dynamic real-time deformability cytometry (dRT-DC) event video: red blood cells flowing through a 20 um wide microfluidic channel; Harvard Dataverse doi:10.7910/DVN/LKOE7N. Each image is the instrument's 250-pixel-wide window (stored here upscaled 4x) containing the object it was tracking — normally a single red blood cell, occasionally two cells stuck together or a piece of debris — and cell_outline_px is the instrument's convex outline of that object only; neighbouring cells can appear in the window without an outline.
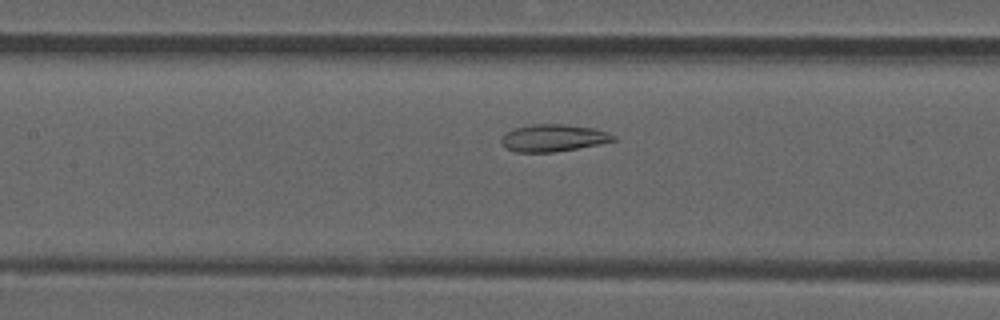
{"species": "common noctule bat (a hibernating species)", "species_latin": "Nyctalus noctula", "temperature_condition": "room temperature", "stored_images_in_passage": 38, "camera_frame_rate_fps": 3000, "um_per_image_px": 0.085, "animal": {"sex": "male", "forearm_length_mm": 52.5}, "frame": {"image": 1, "passage_image": 10, "time_ms": 3.0, "image_size_px": [1000, 320], "cell_outline_px": [[616, 140], [600, 144], [552, 152], [516, 152], [504, 148], [500, 140], [504, 132], [516, 128], [532, 124], [564, 124], [592, 128], [608, 132], [616, 136]], "centroid_in_image_um": [47.0, 11.72], "position_along_channel_um": 160.4, "area_um2": 17.74}}
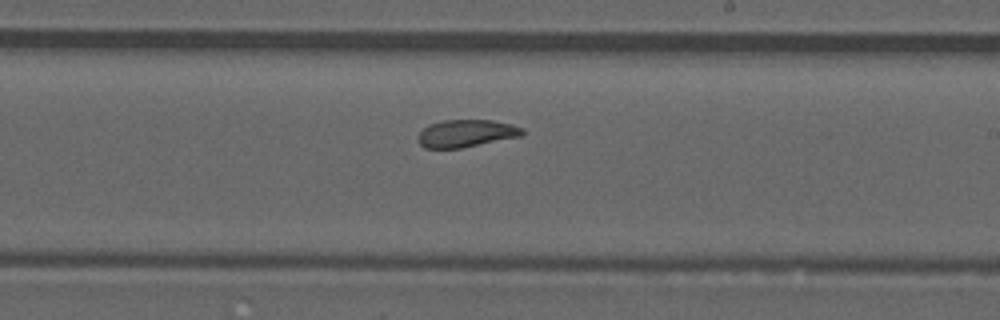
{"frame": {"image": 2, "passage_image": 17, "time_ms": 5.333, "image_size_px": [1000, 320], "cell_outline_px": [[524, 132], [520, 136], [460, 148], [424, 148], [416, 140], [416, 136], [424, 128], [432, 124], [444, 120], [492, 120], [512, 124], [524, 128]], "centroid_in_image_um": [39.61, 11.33], "position_along_channel_um": 249.4, "area_um2": 16.59}}
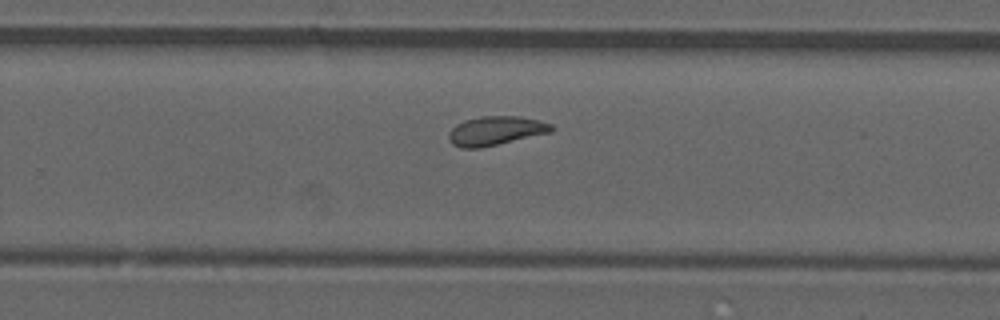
{"frame": {"image": 3, "passage_image": 20, "time_ms": 6.333, "image_size_px": [1000, 320], "cell_outline_px": [[556, 128], [552, 132], [480, 148], [460, 148], [452, 144], [448, 140], [448, 132], [456, 124], [464, 120], [480, 116], [520, 116], [540, 120], [552, 124]], "centroid_in_image_um": [42.14, 11.11], "position_along_channel_um": 287.7, "area_um2": 17.63}}